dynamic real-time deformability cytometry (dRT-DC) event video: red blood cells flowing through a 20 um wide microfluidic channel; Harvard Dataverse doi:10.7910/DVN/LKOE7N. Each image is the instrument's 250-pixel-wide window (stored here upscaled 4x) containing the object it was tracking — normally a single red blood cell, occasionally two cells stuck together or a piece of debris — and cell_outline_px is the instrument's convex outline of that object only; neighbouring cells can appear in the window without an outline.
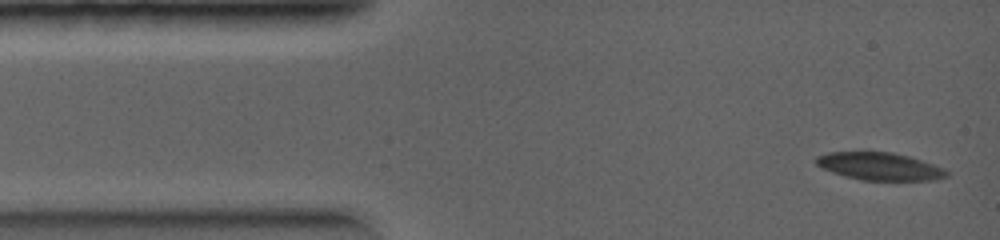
{"species": "common noctule bat (a hibernating species)", "species_latin": "Nyctalus noctula", "temperature_condition": "warm", "stored_images_in_passage": 25, "camera_frame_rate_fps": 5000, "um_per_image_px": 0.085, "animal": {"sex": "female", "body_mass_g": 19.0, "forearm_length_mm": 56.7}, "frame": {"image": 1, "passage_image": 1, "time_ms": 0.0, "image_size_px": [1000, 240], "cell_outline_px": [[948, 176], [936, 180], [860, 180], [844, 176], [820, 168], [816, 164], [816, 156], [828, 152], [892, 152], [908, 156], [944, 168], [948, 172]], "centroid_in_image_um": [74.74, 14.14], "position_along_channel_um": 10.3, "area_um2": 20.98}}
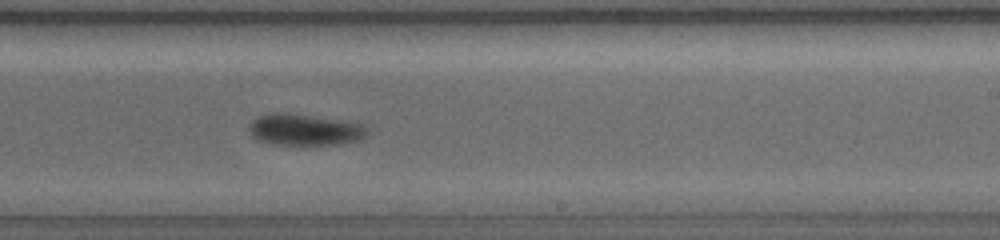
{"frame": {"image": 2, "passage_image": 15, "time_ms": 5.2, "image_size_px": [1000, 240], "cell_outline_px": [[368, 132], [360, 140], [340, 144], [312, 148], [268, 144], [256, 140], [252, 136], [248, 128], [252, 120], [256, 116], [268, 112], [284, 112], [344, 120], [360, 124], [368, 128]], "centroid_in_image_um": [25.85, 11.07], "position_along_channel_um": 263.2, "area_um2": 22.95}}
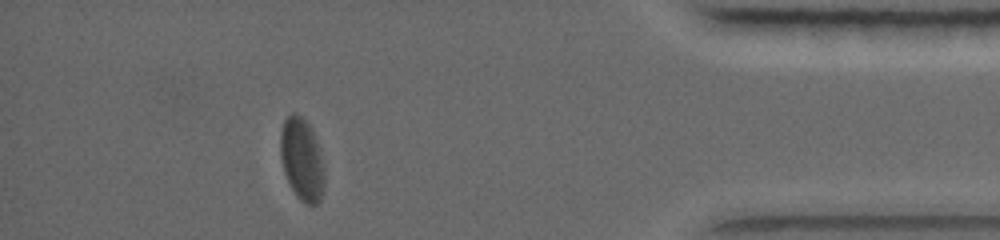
{"frame": {"image": 3, "passage_image": 23, "time_ms": 8.2, "image_size_px": [1000, 240], "cell_outline_px": [[324, 192], [320, 200], [316, 204], [308, 204], [300, 200], [296, 196], [284, 172], [280, 156], [280, 132], [284, 120], [292, 112], [296, 112], [308, 124], [316, 140], [324, 164]], "centroid_in_image_um": [25.66, 13.56], "position_along_channel_um": 409.5, "area_um2": 21.15}}